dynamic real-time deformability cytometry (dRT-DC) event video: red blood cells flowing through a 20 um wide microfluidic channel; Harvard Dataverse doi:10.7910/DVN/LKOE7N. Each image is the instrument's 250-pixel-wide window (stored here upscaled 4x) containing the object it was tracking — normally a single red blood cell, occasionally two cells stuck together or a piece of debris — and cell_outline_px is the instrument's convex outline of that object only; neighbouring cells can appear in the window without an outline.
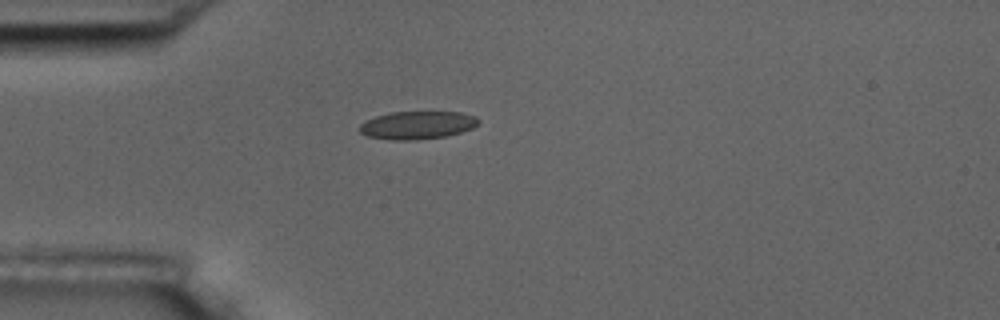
{"species": "common noctule bat (a hibernating species)", "species_latin": "Nyctalus noctula", "temperature_condition": "room temperature", "stored_images_in_passage": 41, "camera_frame_rate_fps": 3000, "um_per_image_px": 0.085, "animal": {"sex": "male", "body_mass_g": 17.5, "forearm_length_mm": 52.3}, "frame": {"image": 1, "passage_image": 1, "time_ms": 0.0, "image_size_px": [1000, 320], "cell_outline_px": [[480, 120], [472, 128], [448, 136], [416, 140], [388, 140], [368, 136], [360, 132], [360, 124], [364, 120], [376, 116], [392, 112], [460, 112], [476, 116]], "centroid_in_image_um": [35.46, 10.64], "position_along_channel_um": 49.5, "area_um2": 19.42}}
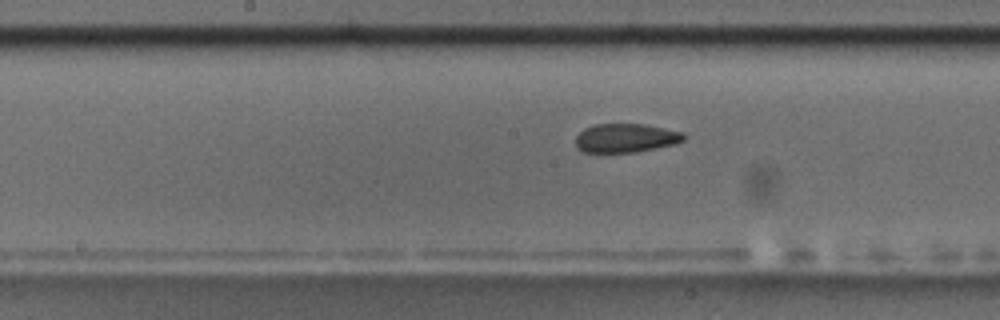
{"frame": {"image": 2, "passage_image": 14, "time_ms": 4.333, "image_size_px": [1000, 320], "cell_outline_px": [[688, 136], [684, 140], [676, 144], [636, 152], [584, 152], [576, 148], [576, 136], [584, 128], [592, 124], [644, 124], [684, 132]], "centroid_in_image_um": [53.21, 11.73], "position_along_channel_um": 195.0, "area_um2": 18.38}}
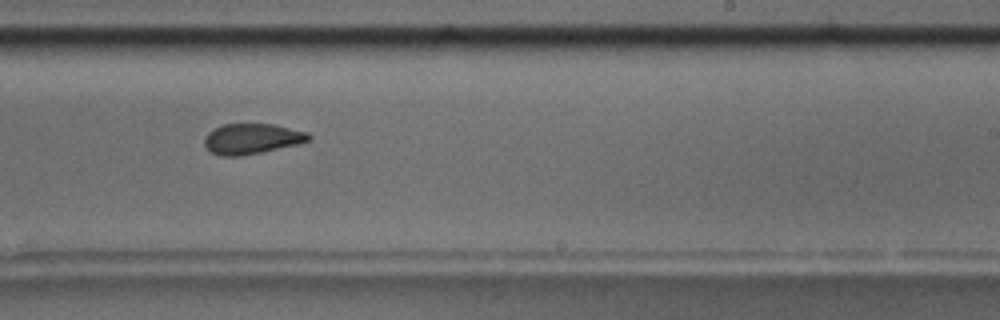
{"frame": {"image": 3, "passage_image": 20, "time_ms": 6.333, "image_size_px": [1000, 320], "cell_outline_px": [[312, 140], [296, 144], [260, 152], [240, 156], [220, 156], [212, 152], [204, 144], [204, 136], [212, 128], [224, 124], [272, 124], [308, 132], [312, 136]], "centroid_in_image_um": [21.39, 11.78], "position_along_channel_um": 267.6, "area_um2": 18.44}, "authors_computed_cell_mechanics": {"area_um2": 19.1896, "velocity_mm_per_s": 3.6345, "shape_relaxation_time_tau1_ms": null, "shape_relaxation_time_tau2_ms": 1.6721, "deformation_change_tau1": null, "deformation_change_tau2": 0.0738}}